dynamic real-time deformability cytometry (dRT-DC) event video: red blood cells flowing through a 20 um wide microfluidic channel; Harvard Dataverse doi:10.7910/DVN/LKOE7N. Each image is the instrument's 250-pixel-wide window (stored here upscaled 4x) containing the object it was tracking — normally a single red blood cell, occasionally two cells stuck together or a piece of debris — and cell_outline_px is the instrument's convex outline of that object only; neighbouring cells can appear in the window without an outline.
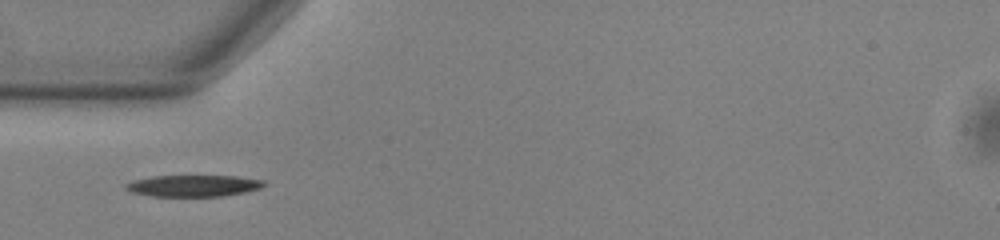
{"species": "common noctule bat (a hibernating species)", "species_latin": "Nyctalus noctula", "temperature_condition": "warm", "stored_images_in_passage": 38, "camera_frame_rate_fps": 3000, "um_per_image_px": 0.085, "animal": {"sex": "male", "body_mass_g": 13.0, "forearm_length_mm": 53.1}, "frame": {"image": 1, "passage_image": 1, "time_ms": 0.0, "image_size_px": [1000, 240], "cell_outline_px": [[264, 184], [260, 188], [244, 192], [224, 196], [152, 196], [132, 192], [124, 188], [124, 184], [132, 180], [152, 176], [236, 176], [264, 180]], "centroid_in_image_um": [16.39, 15.78], "position_along_channel_um": 68.6, "area_um2": 17.28}}
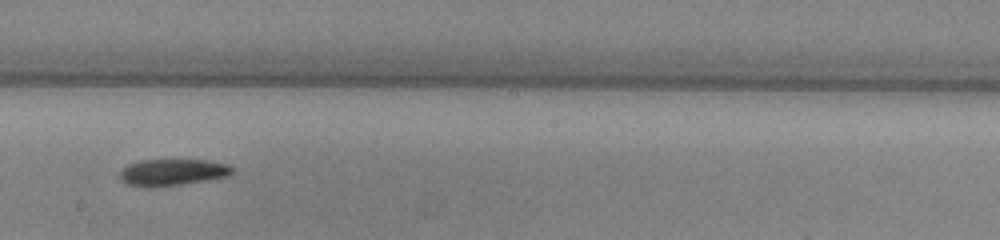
{"frame": {"image": 2, "passage_image": 14, "time_ms": 4.333, "image_size_px": [1000, 240], "cell_outline_px": [[232, 172], [228, 176], [208, 180], [180, 184], [148, 188], [144, 188], [128, 184], [120, 180], [120, 172], [128, 164], [140, 160], [208, 160], [228, 164], [232, 168]], "centroid_in_image_um": [14.64, 14.65], "position_along_channel_um": 233.6, "area_um2": 17.46}}
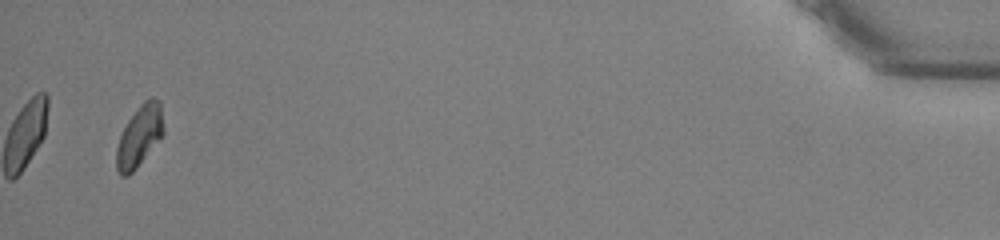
{"frame": {"image": 3, "passage_image": 36, "time_ms": 11.667, "image_size_px": [1000, 240], "cell_outline_px": [[164, 132], [136, 168], [128, 176], [120, 176], [116, 168], [116, 148], [120, 136], [128, 120], [140, 104], [148, 96], [152, 96], [160, 100], [164, 128]], "centroid_in_image_um": [11.85, 11.53], "position_along_channel_um": 423.4, "area_um2": 16.7}, "authors_computed_cell_mechanics": {"area_um2": 17.1666, "velocity_mm_per_s": 3.8107, "shape_relaxation_time_tau1_ms": 2.9951, "shape_relaxation_time_tau2_ms": null, "deformation_change_tau1": 0.1292, "deformation_change_tau2": null}}